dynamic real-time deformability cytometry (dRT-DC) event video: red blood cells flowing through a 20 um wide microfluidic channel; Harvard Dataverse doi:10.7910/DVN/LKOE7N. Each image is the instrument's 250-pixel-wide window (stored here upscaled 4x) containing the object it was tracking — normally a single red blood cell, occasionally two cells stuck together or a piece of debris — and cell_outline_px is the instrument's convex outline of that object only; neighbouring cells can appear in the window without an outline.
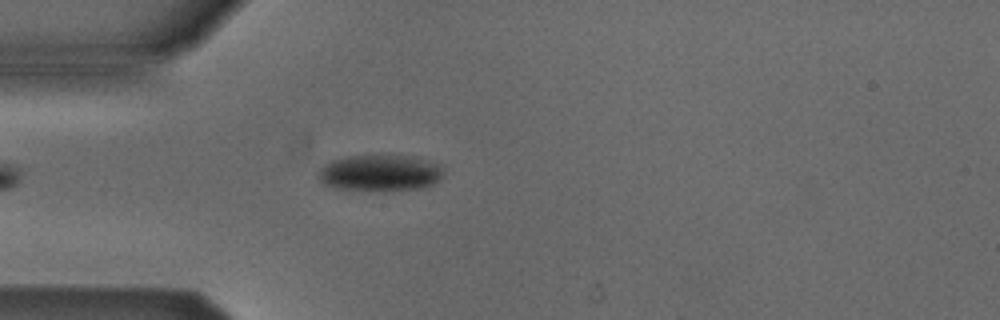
{"species": "Egyptian fruit bat (a non-hibernating species)", "species_latin": "Rousettus aegyptiacus", "temperature_condition": "cold", "stored_images_in_passage": 5, "camera_frame_rate_fps": 3000, "um_per_image_px": 0.085, "animal": {"sex": "male"}, "frame": {"image": 1, "passage_image": 5, "time_ms": 4.667, "image_size_px": [1000, 320], "cell_outline_px": [[444, 176], [440, 180], [432, 184], [420, 188], [336, 188], [324, 184], [320, 180], [316, 172], [324, 164], [332, 160], [348, 156], [412, 156], [444, 164]], "centroid_in_image_um": [32.35, 14.65], "position_along_channel_um": 52.6, "area_um2": 25.89}}